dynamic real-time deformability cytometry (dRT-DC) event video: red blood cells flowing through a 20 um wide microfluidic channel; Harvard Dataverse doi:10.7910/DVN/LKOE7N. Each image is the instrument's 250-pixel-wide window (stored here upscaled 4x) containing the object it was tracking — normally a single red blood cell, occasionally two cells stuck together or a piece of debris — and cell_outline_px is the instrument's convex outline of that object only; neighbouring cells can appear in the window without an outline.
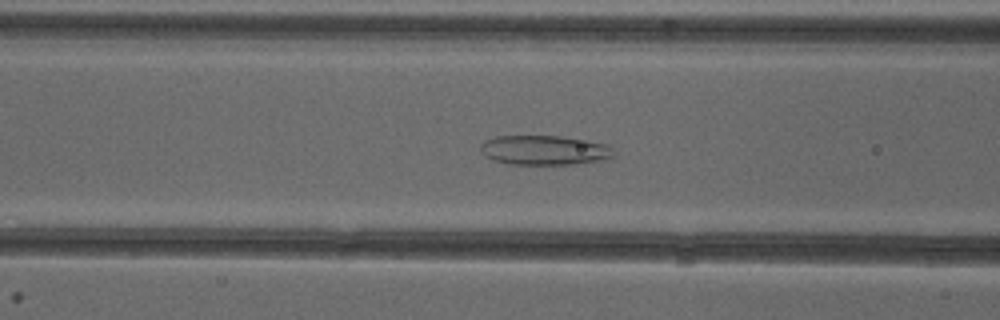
{"species": "common noctule bat (a hibernating species)", "species_latin": "Nyctalus noctula", "temperature_condition": "cold", "stored_images_in_passage": 46, "camera_frame_rate_fps": 3000, "um_per_image_px": 0.085, "animal": {"sex": "female"}, "frame": {"image": 1, "passage_image": 19, "time_ms": 6.0, "image_size_px": [1000, 320], "cell_outline_px": [[616, 156], [608, 160], [576, 164], [508, 164], [492, 160], [484, 156], [480, 148], [480, 144], [484, 140], [496, 136], [564, 136], [588, 140], [608, 144], [612, 148]], "centroid_in_image_um": [46.32, 12.77], "position_along_channel_um": 120.3, "area_um2": 23.47}}
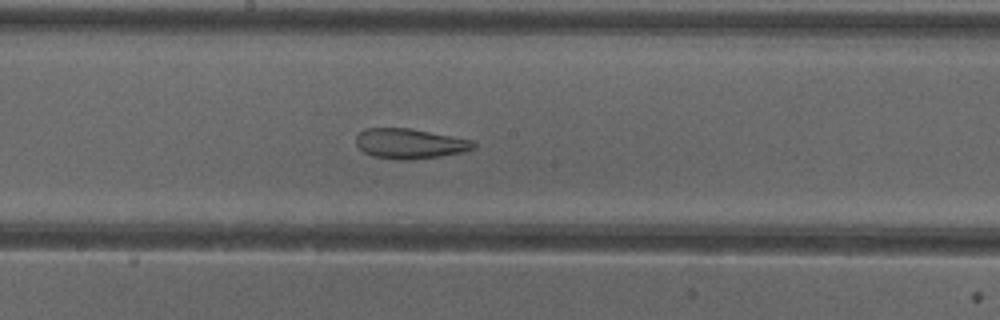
{"frame": {"image": 2, "passage_image": 26, "time_ms": 8.333, "image_size_px": [1000, 320], "cell_outline_px": [[476, 148], [464, 152], [440, 156], [408, 160], [400, 160], [372, 156], [364, 152], [356, 144], [356, 136], [364, 128], [408, 128], [472, 140], [476, 144]], "centroid_in_image_um": [34.83, 12.21], "position_along_channel_um": 213.4, "area_um2": 20.52}}
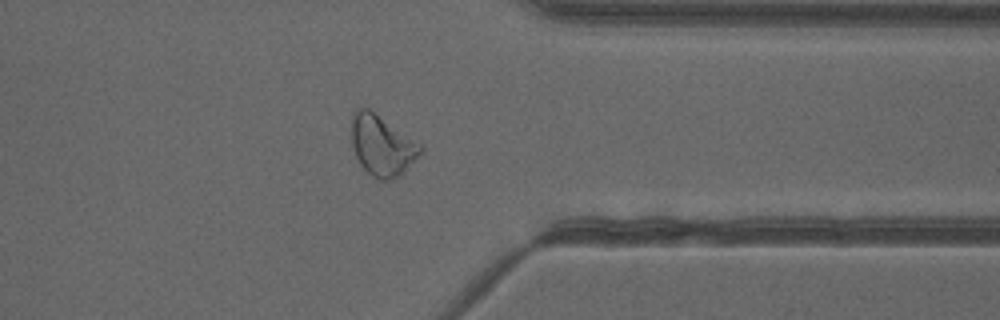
{"frame": {"image": 3, "passage_image": 39, "time_ms": 12.667, "image_size_px": [1000, 320], "cell_outline_px": [[424, 152], [404, 172], [392, 180], [380, 180], [372, 176], [360, 164], [356, 156], [352, 144], [352, 116], [360, 108], [368, 108], [420, 144], [424, 148]], "centroid_in_image_um": [32.5, 12.4], "position_along_channel_um": 378.9, "area_um2": 23.99}}